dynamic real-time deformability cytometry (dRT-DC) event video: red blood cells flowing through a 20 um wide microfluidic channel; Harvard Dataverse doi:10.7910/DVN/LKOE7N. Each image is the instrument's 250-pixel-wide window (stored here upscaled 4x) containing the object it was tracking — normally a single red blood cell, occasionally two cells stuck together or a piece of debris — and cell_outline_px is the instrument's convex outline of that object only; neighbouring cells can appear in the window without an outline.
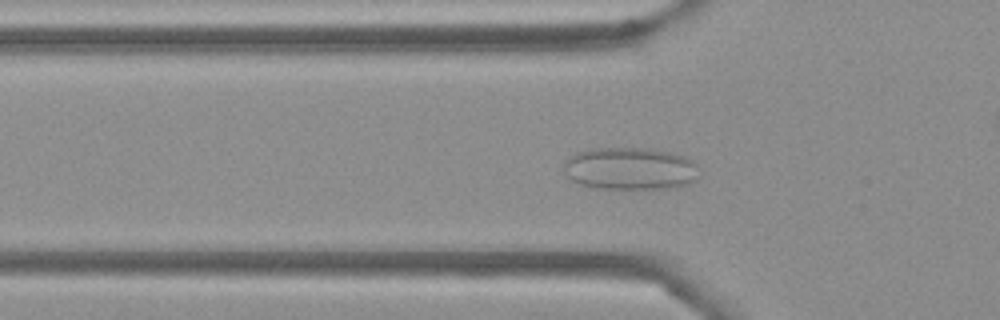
{"species": "Egyptian fruit bat (a non-hibernating species)", "species_latin": "Rousettus aegyptiacus", "temperature_condition": "cold", "stored_images_in_passage": 50, "camera_frame_rate_fps": 3000, "um_per_image_px": 0.085, "frame": {"image": 1, "passage_image": 16, "time_ms": 5.0, "image_size_px": [1000, 320], "cell_outline_px": [[700, 176], [696, 180], [688, 184], [668, 188], [592, 188], [580, 184], [572, 180], [564, 172], [564, 160], [576, 152], [592, 148], [652, 148], [684, 156], [692, 160], [696, 164]], "centroid_in_image_um": [53.56, 14.32], "position_along_channel_um": 72.2, "area_um2": 33.7}}
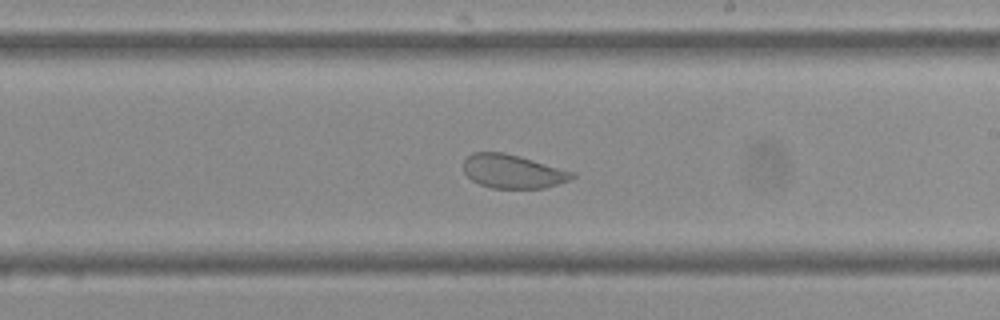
{"frame": {"image": 2, "passage_image": 30, "time_ms": 9.667, "image_size_px": [1000, 320], "cell_outline_px": [[576, 176], [568, 180], [544, 188], [492, 188], [480, 184], [472, 180], [464, 172], [464, 160], [472, 152], [504, 152], [520, 156], [576, 172]], "centroid_in_image_um": [43.59, 14.56], "position_along_channel_um": 245.4, "area_um2": 21.33}}
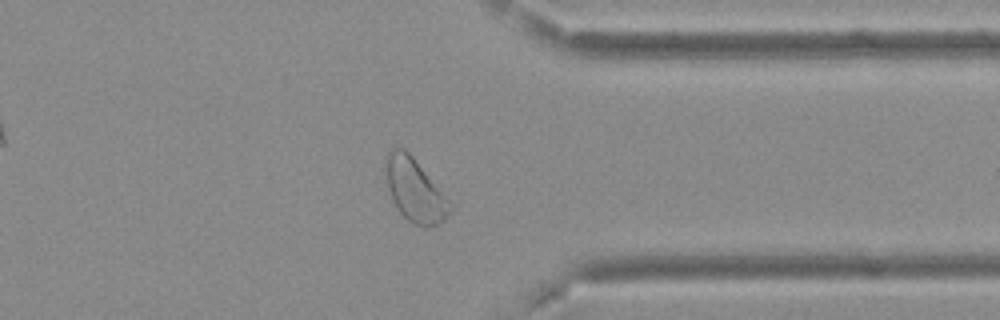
{"frame": {"image": 3, "passage_image": 41, "time_ms": 13.333, "image_size_px": [1000, 320], "cell_outline_px": [[452, 212], [440, 224], [424, 228], [412, 224], [400, 212], [392, 200], [388, 188], [384, 164], [384, 160], [388, 152], [396, 148], [404, 148], [412, 156], [452, 204]], "centroid_in_image_um": [35.26, 16.2], "position_along_channel_um": 376.1, "area_um2": 23.58}}